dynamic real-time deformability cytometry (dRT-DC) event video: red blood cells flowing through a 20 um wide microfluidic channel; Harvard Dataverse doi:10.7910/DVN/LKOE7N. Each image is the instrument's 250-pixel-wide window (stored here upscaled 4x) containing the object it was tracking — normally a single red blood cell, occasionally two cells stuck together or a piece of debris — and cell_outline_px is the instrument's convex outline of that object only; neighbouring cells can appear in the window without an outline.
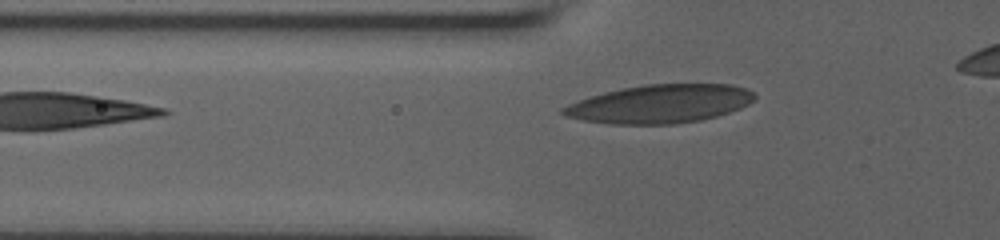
{"species": "human", "species_latin": "Homo sapiens", "temperature_condition": "room temperature", "stored_images_in_passage": 18, "camera_frame_rate_fps": 3000, "um_per_image_px": 0.085, "donor": {"sex": "male"}, "frame": {"image": 1, "passage_image": 5, "time_ms": 1.0, "image_size_px": [1000, 240], "cell_outline_px": [[756, 100], [740, 108], [716, 116], [700, 120], [676, 124], [608, 124], [584, 120], [564, 116], [560, 112], [560, 108], [568, 104], [604, 92], [644, 84], [732, 84], [756, 92]], "centroid_in_image_um": [56.12, 8.83], "position_along_channel_um": 69.7, "area_um2": 42.95}}
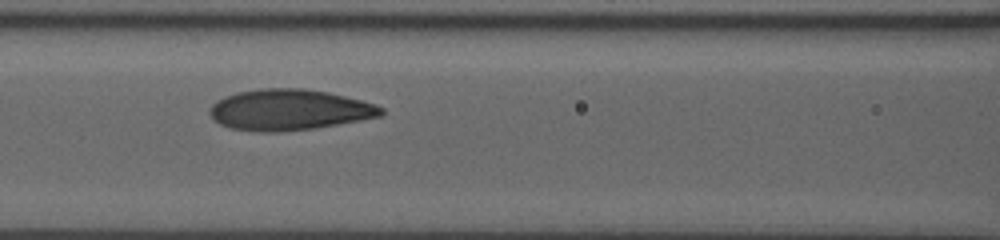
{"frame": {"image": 2, "passage_image": 13, "time_ms": 3.0, "image_size_px": [1000, 240], "cell_outline_px": [[384, 116], [316, 128], [280, 132], [256, 132], [232, 128], [220, 124], [212, 120], [208, 112], [208, 108], [216, 100], [224, 96], [236, 92], [260, 88], [304, 88], [328, 92], [376, 104], [384, 108]], "centroid_in_image_um": [24.56, 9.33], "position_along_channel_um": 142.0, "area_um2": 41.38}}
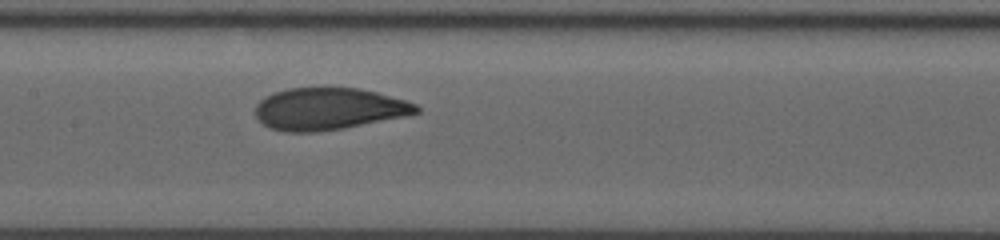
{"frame": {"image": 3, "passage_image": 17, "time_ms": 4.0, "image_size_px": [1000, 240], "cell_outline_px": [[420, 112], [404, 116], [340, 128], [316, 132], [284, 132], [268, 128], [256, 116], [256, 104], [264, 96], [272, 92], [288, 88], [360, 88], [376, 92], [404, 100], [416, 104], [420, 108]], "centroid_in_image_um": [27.88, 9.24], "position_along_channel_um": 179.5, "area_um2": 39.13}}